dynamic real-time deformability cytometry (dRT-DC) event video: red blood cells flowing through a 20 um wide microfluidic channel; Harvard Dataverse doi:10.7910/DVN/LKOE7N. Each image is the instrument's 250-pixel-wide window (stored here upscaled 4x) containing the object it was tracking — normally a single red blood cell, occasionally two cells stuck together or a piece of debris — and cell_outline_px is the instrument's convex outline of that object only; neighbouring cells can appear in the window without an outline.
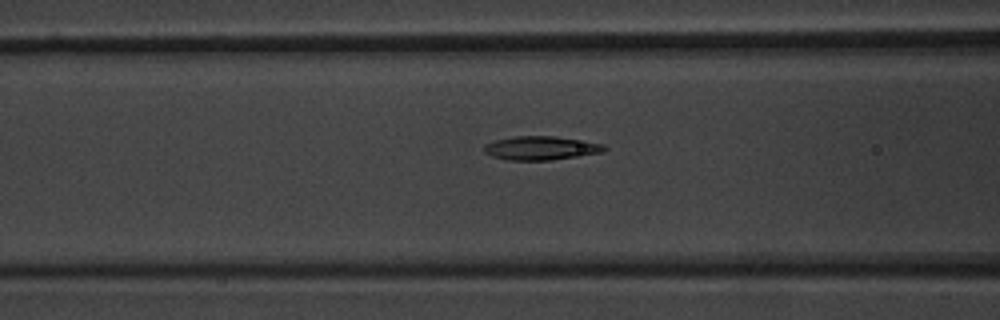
{"species": "common noctule bat (a hibernating species)", "species_latin": "Nyctalus noctula", "temperature_condition": "warm", "stored_images_in_passage": 53, "camera_frame_rate_fps": 3000, "um_per_image_px": 0.085, "animal": {"sex": "male", "body_mass_g": 20.1, "forearm_length_mm": 53.5}, "frame": {"image": 1, "passage_image": 22, "time_ms": 7.0, "image_size_px": [1000, 320], "cell_outline_px": [[608, 148], [604, 152], [548, 160], [508, 160], [492, 156], [484, 152], [484, 144], [496, 140], [516, 136], [552, 136], [604, 144]], "centroid_in_image_um": [45.96, 12.59], "position_along_channel_um": 120.6, "area_um2": 16.42}}
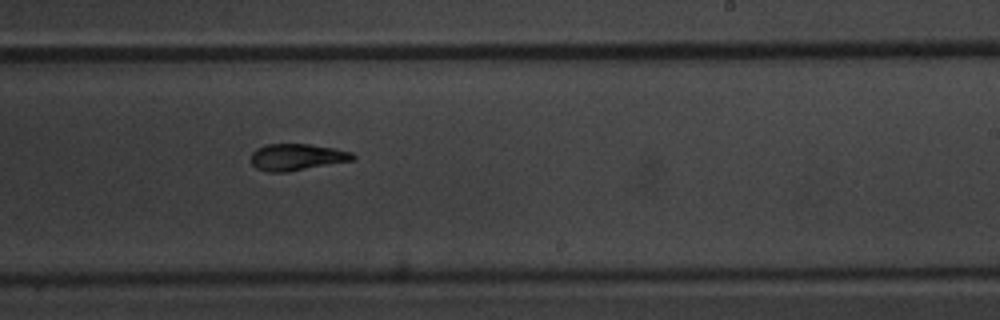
{"frame": {"image": 2, "passage_image": 33, "time_ms": 10.667, "image_size_px": [1000, 320], "cell_outline_px": [[356, 156], [352, 160], [288, 172], [268, 172], [256, 168], [252, 164], [252, 152], [256, 148], [264, 144], [308, 144], [336, 148], [352, 152]], "centroid_in_image_um": [25.22, 13.34], "position_along_channel_um": 263.8, "area_um2": 15.84}}
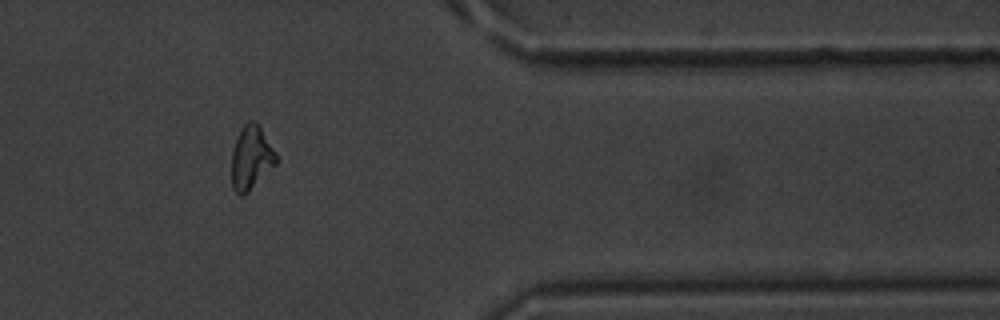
{"frame": {"image": 3, "passage_image": 44, "time_ms": 14.333, "image_size_px": [1000, 320], "cell_outline_px": [[276, 164], [244, 196], [240, 196], [232, 188], [232, 152], [240, 128], [248, 120], [252, 120], [260, 128], [276, 152]], "centroid_in_image_um": [21.33, 13.43], "position_along_channel_um": 390.1, "area_um2": 16.3}, "authors_computed_cell_mechanics": {"area_um2": 16.4152, "velocity_mm_per_s": 3.9044, "shape_relaxation_time_tau1_ms": 4.321, "shape_relaxation_time_tau2_ms": 3.1215, "deformation_change_tau1": 0.1979, "deformation_change_tau2": 0.0992}}